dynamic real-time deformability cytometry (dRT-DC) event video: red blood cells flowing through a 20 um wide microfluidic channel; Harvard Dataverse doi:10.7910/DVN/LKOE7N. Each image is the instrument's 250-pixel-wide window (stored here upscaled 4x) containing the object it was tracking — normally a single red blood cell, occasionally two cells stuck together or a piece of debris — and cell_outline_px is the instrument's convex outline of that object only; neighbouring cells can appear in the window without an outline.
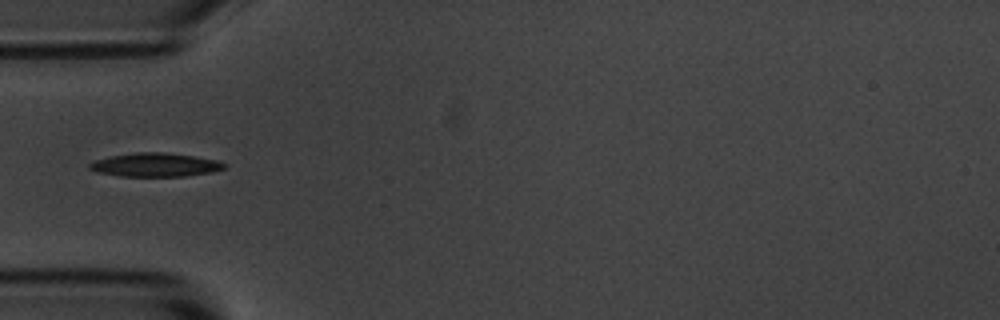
{"species": "common noctule bat (a hibernating species)", "species_latin": "Nyctalus noctula", "temperature_condition": "room temperature", "stored_images_in_passage": 1, "camera_frame_rate_fps": 3000, "um_per_image_px": 0.085, "animal": {"sex": "male", "body_mass_g": 20.1, "forearm_length_mm": 53.5}, "frame": {"image": 1, "passage_image": 1, "time_ms": 0.0, "image_size_px": [1000, 320], "cell_outline_px": [[224, 168], [212, 172], [184, 176], [120, 176], [100, 172], [88, 168], [88, 164], [96, 160], [108, 156], [136, 152], [168, 152], [216, 160], [224, 164]], "centroid_in_image_um": [13.16, 14.0], "position_along_channel_um": 71.8, "area_um2": 18.38}}